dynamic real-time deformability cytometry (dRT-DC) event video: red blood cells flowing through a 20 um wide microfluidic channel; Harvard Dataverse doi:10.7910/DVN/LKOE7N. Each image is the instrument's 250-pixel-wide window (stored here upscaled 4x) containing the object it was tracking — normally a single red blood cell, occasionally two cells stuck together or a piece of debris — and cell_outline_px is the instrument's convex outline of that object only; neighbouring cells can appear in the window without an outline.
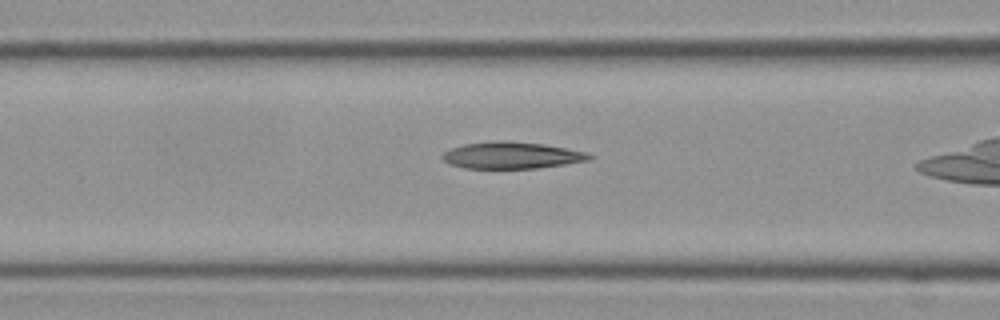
{"species": "Egyptian fruit bat (a non-hibernating species)", "species_latin": "Rousettus aegyptiacus", "temperature_condition": "cold", "stored_images_in_passage": 37, "camera_frame_rate_fps": 3000, "um_per_image_px": 0.085, "frame": {"image": 1, "passage_image": 15, "time_ms": 4.667, "image_size_px": [1000, 320], "cell_outline_px": [[596, 156], [588, 160], [564, 164], [536, 168], [464, 168], [452, 164], [444, 160], [440, 156], [444, 152], [452, 148], [464, 144], [496, 140], [508, 140], [544, 144], [584, 152]], "centroid_in_image_um": [43.47, 13.19], "position_along_channel_um": 123.1, "area_um2": 22.72}}
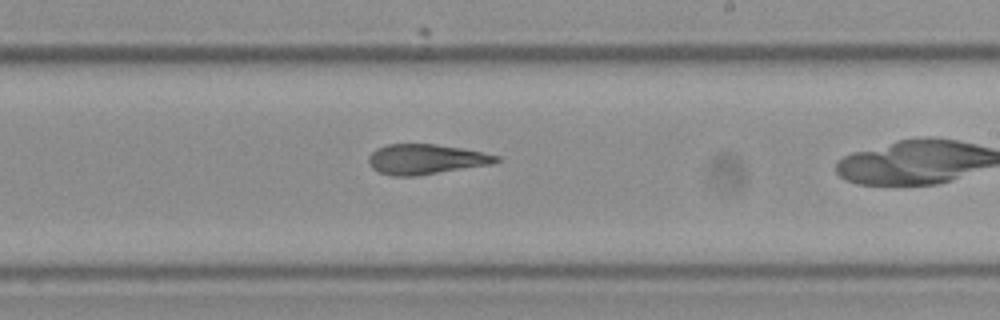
{"frame": {"image": 2, "passage_image": 26, "time_ms": 8.333, "image_size_px": [1000, 320], "cell_outline_px": [[500, 160], [492, 164], [416, 176], [392, 176], [380, 172], [372, 168], [368, 164], [368, 156], [376, 148], [388, 144], [436, 144], [460, 148], [500, 156]], "centroid_in_image_um": [36.16, 13.54], "position_along_channel_um": 252.8, "area_um2": 22.31}}
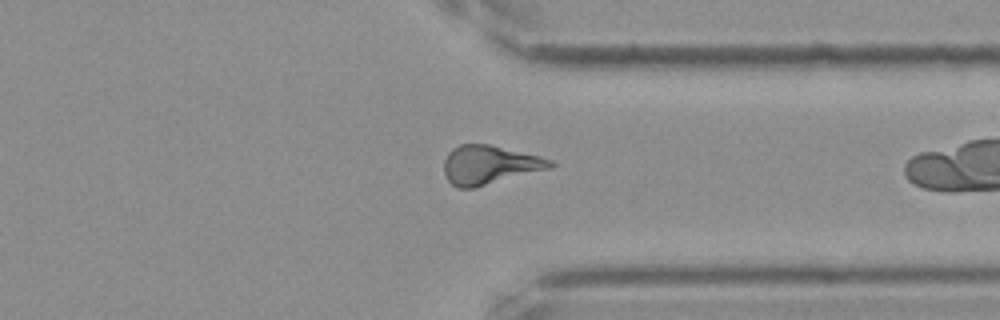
{"frame": {"image": 3, "passage_image": 36, "time_ms": 11.667, "image_size_px": [1000, 320], "cell_outline_px": [[556, 164], [552, 168], [472, 188], [456, 188], [448, 180], [444, 172], [444, 160], [448, 152], [452, 148], [460, 144], [488, 144], [540, 156], [552, 160]], "centroid_in_image_um": [41.6, 14.01], "position_along_channel_um": 369.8, "area_um2": 23.99}}